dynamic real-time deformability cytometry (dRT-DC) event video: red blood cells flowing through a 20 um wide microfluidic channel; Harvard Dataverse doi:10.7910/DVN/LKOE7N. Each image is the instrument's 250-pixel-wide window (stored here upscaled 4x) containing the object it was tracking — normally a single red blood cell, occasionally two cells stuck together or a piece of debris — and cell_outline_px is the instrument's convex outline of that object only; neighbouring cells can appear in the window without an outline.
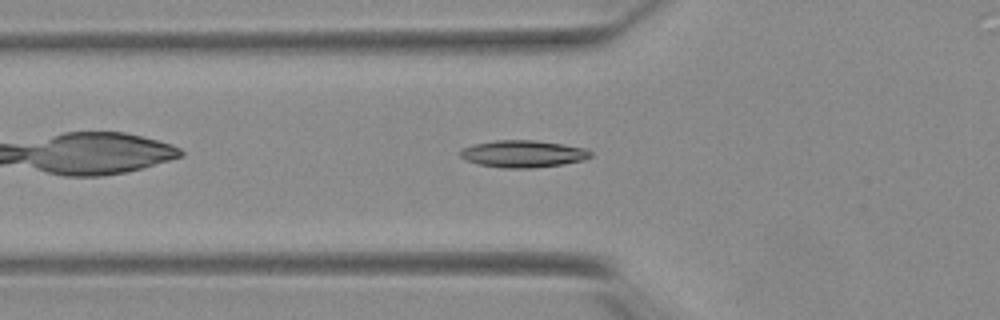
{"species": "Egyptian fruit bat (a non-hibernating species)", "species_latin": "Rousettus aegyptiacus", "temperature_condition": "warm", "stored_images_in_passage": 20, "camera_frame_rate_fps": 3000, "um_per_image_px": 0.085, "animal": {"sex": "female"}, "frame": {"image": 1, "passage_image": 5, "time_ms": 1.333, "image_size_px": [1000, 320], "cell_outline_px": [[592, 156], [584, 160], [560, 164], [528, 168], [504, 168], [480, 164], [468, 160], [460, 156], [460, 148], [472, 144], [496, 140], [536, 140], [564, 144], [588, 148], [592, 152]], "centroid_in_image_um": [44.48, 13.05], "position_along_channel_um": 81.3, "area_um2": 20.58}}
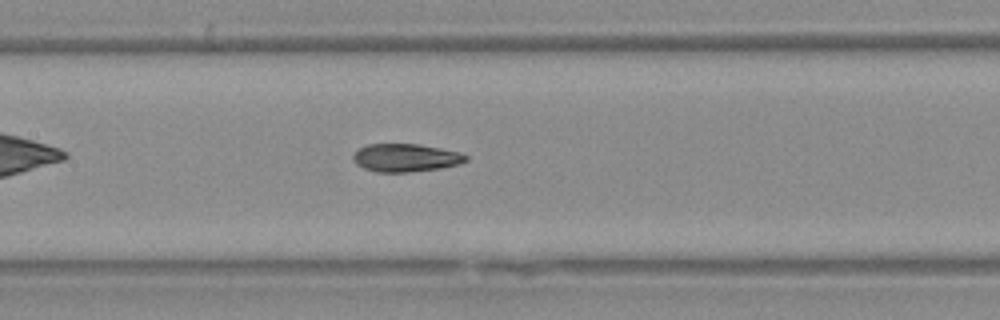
{"frame": {"image": 2, "passage_image": 12, "time_ms": 3.667, "image_size_px": [1000, 320], "cell_outline_px": [[468, 160], [460, 164], [440, 168], [408, 172], [376, 172], [364, 168], [356, 164], [352, 160], [352, 156], [360, 148], [368, 144], [420, 144], [460, 152], [468, 156]], "centroid_in_image_um": [34.49, 13.41], "position_along_channel_um": 172.9, "area_um2": 18.44}}
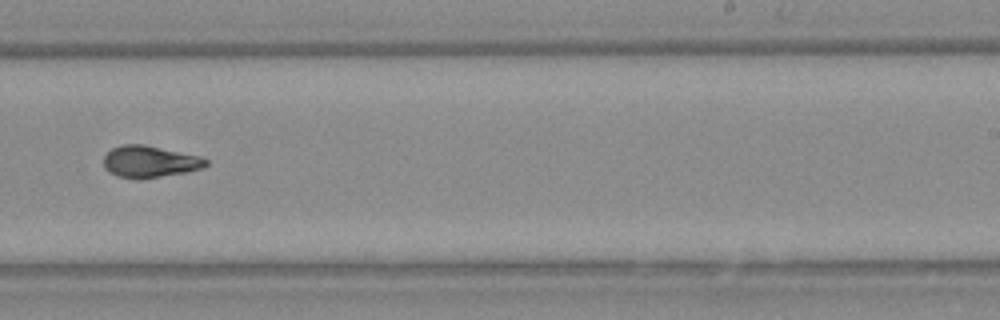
{"frame": {"image": 3, "passage_image": 20, "time_ms": 6.333, "image_size_px": [1000, 320], "cell_outline_px": [[208, 164], [200, 168], [184, 172], [160, 176], [116, 176], [104, 168], [104, 156], [112, 148], [120, 144], [144, 144], [200, 156], [208, 160]], "centroid_in_image_um": [12.72, 13.69], "position_along_channel_um": 276.3, "area_um2": 18.26}}